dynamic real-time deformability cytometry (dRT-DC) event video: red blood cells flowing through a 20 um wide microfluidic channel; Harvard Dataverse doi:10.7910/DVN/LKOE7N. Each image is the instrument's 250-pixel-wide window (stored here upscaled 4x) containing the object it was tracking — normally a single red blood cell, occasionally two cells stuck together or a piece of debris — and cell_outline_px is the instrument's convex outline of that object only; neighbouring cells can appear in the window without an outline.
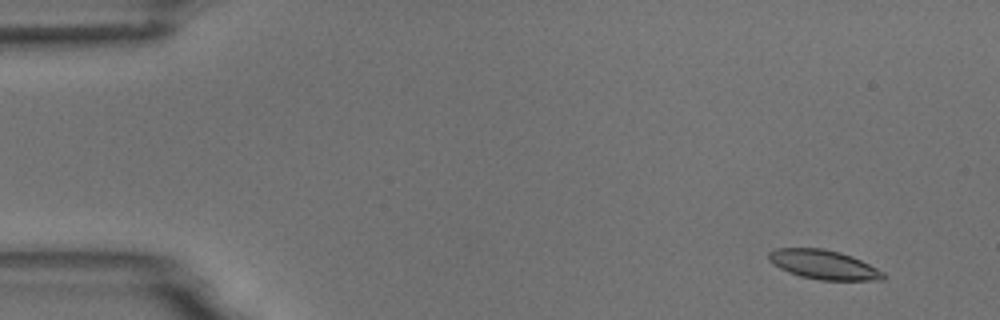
{"species": "common noctule bat (a hibernating species)", "species_latin": "Nyctalus noctula", "temperature_condition": "room temperature", "stored_images_in_passage": 4, "camera_frame_rate_fps": 3000, "um_per_image_px": 0.085, "animal": {"sex": "male", "body_mass_g": 18.8}, "frame": {"image": 1, "passage_image": 2, "time_ms": 1.333, "image_size_px": [1000, 320], "cell_outline_px": [[888, 276], [884, 280], [820, 280], [800, 276], [788, 272], [772, 264], [768, 260], [768, 252], [776, 248], [820, 248], [840, 252], [852, 256], [884, 272]], "centroid_in_image_um": [70.0, 22.5], "position_along_channel_um": 15.0, "area_um2": 19.59}}